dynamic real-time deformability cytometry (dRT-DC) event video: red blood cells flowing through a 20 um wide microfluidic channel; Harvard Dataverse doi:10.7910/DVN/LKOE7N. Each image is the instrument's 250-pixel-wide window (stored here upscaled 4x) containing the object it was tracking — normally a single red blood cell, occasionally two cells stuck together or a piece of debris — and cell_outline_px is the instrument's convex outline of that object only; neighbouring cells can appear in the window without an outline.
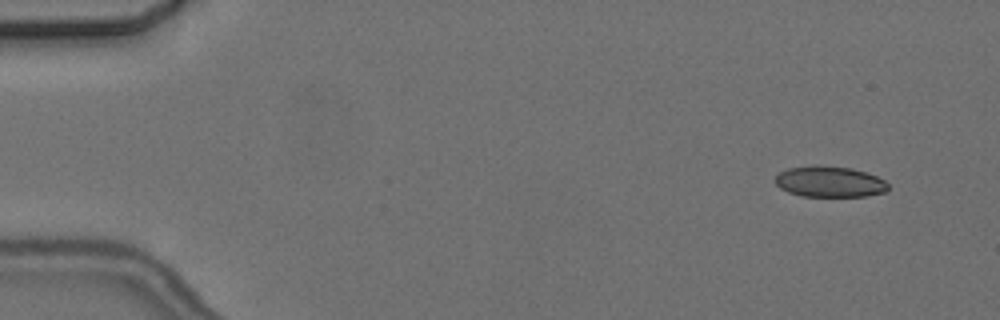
{"species": "common noctule bat (a hibernating species)", "species_latin": "Nyctalus noctula", "temperature_condition": "cold", "stored_images_in_passage": 6, "camera_frame_rate_fps": 3000, "um_per_image_px": 0.085, "animal": {"sex": "female", "body_mass_g": 24.6, "forearm_length_mm": 56.2}, "frame": {"image": 1, "passage_image": 2, "time_ms": 1.0, "image_size_px": [1000, 320], "cell_outline_px": [[888, 188], [884, 192], [868, 196], [800, 196], [788, 192], [780, 188], [776, 184], [776, 176], [780, 172], [788, 168], [812, 164], [820, 164], [852, 168], [868, 172], [884, 180], [888, 184]], "centroid_in_image_um": [70.51, 15.42], "position_along_channel_um": 14.5, "area_um2": 20.63}}
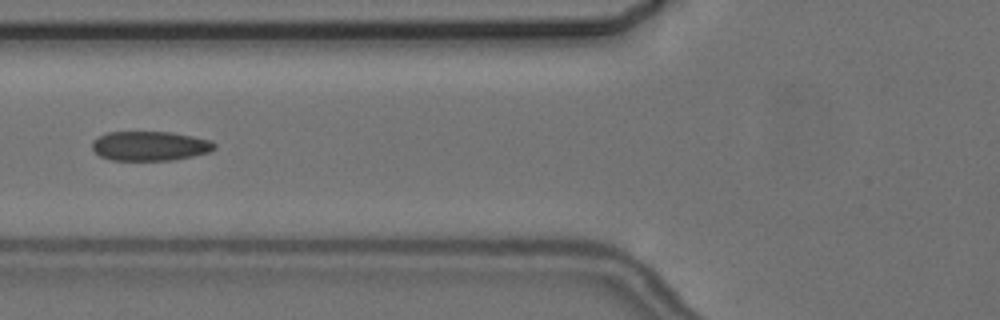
{"frame": {"image": 2, "passage_image": 6, "time_ms": 7.0, "image_size_px": [1000, 320], "cell_outline_px": [[216, 148], [208, 152], [192, 156], [172, 160], [112, 160], [100, 156], [92, 148], [92, 140], [108, 132], [172, 132], [212, 140], [216, 144]], "centroid_in_image_um": [12.76, 12.4], "position_along_channel_um": 113.0, "area_um2": 20.98}}